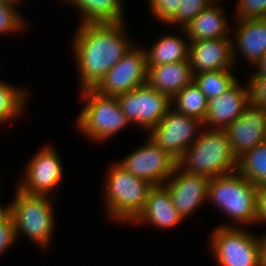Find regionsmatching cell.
I'll return each instance as SVG.
<instances>
[{
  "label": "cell",
  "mask_w": 266,
  "mask_h": 266,
  "mask_svg": "<svg viewBox=\"0 0 266 266\" xmlns=\"http://www.w3.org/2000/svg\"><path fill=\"white\" fill-rule=\"evenodd\" d=\"M257 216L258 223L266 225V185L257 187Z\"/></svg>",
  "instance_id": "obj_33"
},
{
  "label": "cell",
  "mask_w": 266,
  "mask_h": 266,
  "mask_svg": "<svg viewBox=\"0 0 266 266\" xmlns=\"http://www.w3.org/2000/svg\"><path fill=\"white\" fill-rule=\"evenodd\" d=\"M14 3L4 2L0 0V35L6 36L15 34L17 31L22 32L26 26V20L16 8Z\"/></svg>",
  "instance_id": "obj_27"
},
{
  "label": "cell",
  "mask_w": 266,
  "mask_h": 266,
  "mask_svg": "<svg viewBox=\"0 0 266 266\" xmlns=\"http://www.w3.org/2000/svg\"><path fill=\"white\" fill-rule=\"evenodd\" d=\"M203 127L199 119L186 116L171 107L164 118L148 132V137L178 161L197 140Z\"/></svg>",
  "instance_id": "obj_10"
},
{
  "label": "cell",
  "mask_w": 266,
  "mask_h": 266,
  "mask_svg": "<svg viewBox=\"0 0 266 266\" xmlns=\"http://www.w3.org/2000/svg\"><path fill=\"white\" fill-rule=\"evenodd\" d=\"M211 178L190 174L176 166L173 174L163 184L169 191L178 213L185 220L200 206L207 203Z\"/></svg>",
  "instance_id": "obj_13"
},
{
  "label": "cell",
  "mask_w": 266,
  "mask_h": 266,
  "mask_svg": "<svg viewBox=\"0 0 266 266\" xmlns=\"http://www.w3.org/2000/svg\"><path fill=\"white\" fill-rule=\"evenodd\" d=\"M208 202L215 204L232 224L221 227H246L258 224L257 187L237 171L211 178ZM246 225V226H245Z\"/></svg>",
  "instance_id": "obj_2"
},
{
  "label": "cell",
  "mask_w": 266,
  "mask_h": 266,
  "mask_svg": "<svg viewBox=\"0 0 266 266\" xmlns=\"http://www.w3.org/2000/svg\"><path fill=\"white\" fill-rule=\"evenodd\" d=\"M225 132L234 155L240 157L266 141V110L249 103Z\"/></svg>",
  "instance_id": "obj_14"
},
{
  "label": "cell",
  "mask_w": 266,
  "mask_h": 266,
  "mask_svg": "<svg viewBox=\"0 0 266 266\" xmlns=\"http://www.w3.org/2000/svg\"><path fill=\"white\" fill-rule=\"evenodd\" d=\"M116 162L135 177L144 179L152 185H163L178 165V161L162 150L150 137L144 145L133 149Z\"/></svg>",
  "instance_id": "obj_12"
},
{
  "label": "cell",
  "mask_w": 266,
  "mask_h": 266,
  "mask_svg": "<svg viewBox=\"0 0 266 266\" xmlns=\"http://www.w3.org/2000/svg\"><path fill=\"white\" fill-rule=\"evenodd\" d=\"M236 19L266 18V0H237Z\"/></svg>",
  "instance_id": "obj_29"
},
{
  "label": "cell",
  "mask_w": 266,
  "mask_h": 266,
  "mask_svg": "<svg viewBox=\"0 0 266 266\" xmlns=\"http://www.w3.org/2000/svg\"><path fill=\"white\" fill-rule=\"evenodd\" d=\"M120 108L131 125L148 133L172 107L171 98L147 84L116 96Z\"/></svg>",
  "instance_id": "obj_8"
},
{
  "label": "cell",
  "mask_w": 266,
  "mask_h": 266,
  "mask_svg": "<svg viewBox=\"0 0 266 266\" xmlns=\"http://www.w3.org/2000/svg\"><path fill=\"white\" fill-rule=\"evenodd\" d=\"M184 219L174 206L168 189L164 185H153L147 195L143 211L131 223L157 227L158 229L174 228Z\"/></svg>",
  "instance_id": "obj_18"
},
{
  "label": "cell",
  "mask_w": 266,
  "mask_h": 266,
  "mask_svg": "<svg viewBox=\"0 0 266 266\" xmlns=\"http://www.w3.org/2000/svg\"><path fill=\"white\" fill-rule=\"evenodd\" d=\"M171 102L177 112L204 122L208 100L194 81L177 93Z\"/></svg>",
  "instance_id": "obj_25"
},
{
  "label": "cell",
  "mask_w": 266,
  "mask_h": 266,
  "mask_svg": "<svg viewBox=\"0 0 266 266\" xmlns=\"http://www.w3.org/2000/svg\"><path fill=\"white\" fill-rule=\"evenodd\" d=\"M212 3L183 28V36L189 42L228 38L233 28H229L223 8Z\"/></svg>",
  "instance_id": "obj_20"
},
{
  "label": "cell",
  "mask_w": 266,
  "mask_h": 266,
  "mask_svg": "<svg viewBox=\"0 0 266 266\" xmlns=\"http://www.w3.org/2000/svg\"><path fill=\"white\" fill-rule=\"evenodd\" d=\"M42 147L27 162L23 179L16 187L27 194L50 196L63 181V161L54 147Z\"/></svg>",
  "instance_id": "obj_9"
},
{
  "label": "cell",
  "mask_w": 266,
  "mask_h": 266,
  "mask_svg": "<svg viewBox=\"0 0 266 266\" xmlns=\"http://www.w3.org/2000/svg\"><path fill=\"white\" fill-rule=\"evenodd\" d=\"M25 89L0 80V125L24 115L29 97V91Z\"/></svg>",
  "instance_id": "obj_23"
},
{
  "label": "cell",
  "mask_w": 266,
  "mask_h": 266,
  "mask_svg": "<svg viewBox=\"0 0 266 266\" xmlns=\"http://www.w3.org/2000/svg\"><path fill=\"white\" fill-rule=\"evenodd\" d=\"M11 201V219L14 223L15 237L21 234L41 248L52 243L55 228L53 202L57 198L44 195L27 194L17 187ZM54 199V200H53Z\"/></svg>",
  "instance_id": "obj_5"
},
{
  "label": "cell",
  "mask_w": 266,
  "mask_h": 266,
  "mask_svg": "<svg viewBox=\"0 0 266 266\" xmlns=\"http://www.w3.org/2000/svg\"><path fill=\"white\" fill-rule=\"evenodd\" d=\"M209 249L220 266H260L259 237L247 227L218 226L210 235Z\"/></svg>",
  "instance_id": "obj_7"
},
{
  "label": "cell",
  "mask_w": 266,
  "mask_h": 266,
  "mask_svg": "<svg viewBox=\"0 0 266 266\" xmlns=\"http://www.w3.org/2000/svg\"><path fill=\"white\" fill-rule=\"evenodd\" d=\"M125 21L80 23L72 36V52L79 72L80 90L93 89L131 49Z\"/></svg>",
  "instance_id": "obj_1"
},
{
  "label": "cell",
  "mask_w": 266,
  "mask_h": 266,
  "mask_svg": "<svg viewBox=\"0 0 266 266\" xmlns=\"http://www.w3.org/2000/svg\"><path fill=\"white\" fill-rule=\"evenodd\" d=\"M188 62L194 74L235 69L232 38L189 42Z\"/></svg>",
  "instance_id": "obj_15"
},
{
  "label": "cell",
  "mask_w": 266,
  "mask_h": 266,
  "mask_svg": "<svg viewBox=\"0 0 266 266\" xmlns=\"http://www.w3.org/2000/svg\"><path fill=\"white\" fill-rule=\"evenodd\" d=\"M1 1H4V2H9V3H14V4H20V2L22 1V0H1Z\"/></svg>",
  "instance_id": "obj_37"
},
{
  "label": "cell",
  "mask_w": 266,
  "mask_h": 266,
  "mask_svg": "<svg viewBox=\"0 0 266 266\" xmlns=\"http://www.w3.org/2000/svg\"><path fill=\"white\" fill-rule=\"evenodd\" d=\"M253 67L255 70L252 72V77H266V54Z\"/></svg>",
  "instance_id": "obj_34"
},
{
  "label": "cell",
  "mask_w": 266,
  "mask_h": 266,
  "mask_svg": "<svg viewBox=\"0 0 266 266\" xmlns=\"http://www.w3.org/2000/svg\"><path fill=\"white\" fill-rule=\"evenodd\" d=\"M212 3H218L220 2L221 0H210Z\"/></svg>",
  "instance_id": "obj_38"
},
{
  "label": "cell",
  "mask_w": 266,
  "mask_h": 266,
  "mask_svg": "<svg viewBox=\"0 0 266 266\" xmlns=\"http://www.w3.org/2000/svg\"><path fill=\"white\" fill-rule=\"evenodd\" d=\"M236 171L256 187L266 185V141L238 157Z\"/></svg>",
  "instance_id": "obj_24"
},
{
  "label": "cell",
  "mask_w": 266,
  "mask_h": 266,
  "mask_svg": "<svg viewBox=\"0 0 266 266\" xmlns=\"http://www.w3.org/2000/svg\"><path fill=\"white\" fill-rule=\"evenodd\" d=\"M235 21L239 25H235L234 37H231L233 62L236 65L239 54H242L240 57L253 66L266 54V18Z\"/></svg>",
  "instance_id": "obj_17"
},
{
  "label": "cell",
  "mask_w": 266,
  "mask_h": 266,
  "mask_svg": "<svg viewBox=\"0 0 266 266\" xmlns=\"http://www.w3.org/2000/svg\"><path fill=\"white\" fill-rule=\"evenodd\" d=\"M76 8L79 23H116L124 21V0H64Z\"/></svg>",
  "instance_id": "obj_22"
},
{
  "label": "cell",
  "mask_w": 266,
  "mask_h": 266,
  "mask_svg": "<svg viewBox=\"0 0 266 266\" xmlns=\"http://www.w3.org/2000/svg\"><path fill=\"white\" fill-rule=\"evenodd\" d=\"M104 189V206L113 223H131L143 211L148 192L153 186L148 181L135 177L117 162L108 166ZM105 187V188H104Z\"/></svg>",
  "instance_id": "obj_4"
},
{
  "label": "cell",
  "mask_w": 266,
  "mask_h": 266,
  "mask_svg": "<svg viewBox=\"0 0 266 266\" xmlns=\"http://www.w3.org/2000/svg\"><path fill=\"white\" fill-rule=\"evenodd\" d=\"M17 242L15 237V228L12 219L0 224V255L9 251Z\"/></svg>",
  "instance_id": "obj_32"
},
{
  "label": "cell",
  "mask_w": 266,
  "mask_h": 266,
  "mask_svg": "<svg viewBox=\"0 0 266 266\" xmlns=\"http://www.w3.org/2000/svg\"><path fill=\"white\" fill-rule=\"evenodd\" d=\"M248 79L249 103L266 110V77L250 76Z\"/></svg>",
  "instance_id": "obj_31"
},
{
  "label": "cell",
  "mask_w": 266,
  "mask_h": 266,
  "mask_svg": "<svg viewBox=\"0 0 266 266\" xmlns=\"http://www.w3.org/2000/svg\"><path fill=\"white\" fill-rule=\"evenodd\" d=\"M237 79L233 70H219L194 74L193 81L208 100L223 94Z\"/></svg>",
  "instance_id": "obj_26"
},
{
  "label": "cell",
  "mask_w": 266,
  "mask_h": 266,
  "mask_svg": "<svg viewBox=\"0 0 266 266\" xmlns=\"http://www.w3.org/2000/svg\"><path fill=\"white\" fill-rule=\"evenodd\" d=\"M150 13L158 20L159 24H166L174 17L182 0H147Z\"/></svg>",
  "instance_id": "obj_30"
},
{
  "label": "cell",
  "mask_w": 266,
  "mask_h": 266,
  "mask_svg": "<svg viewBox=\"0 0 266 266\" xmlns=\"http://www.w3.org/2000/svg\"><path fill=\"white\" fill-rule=\"evenodd\" d=\"M147 84V61L144 47L131 49L93 88L105 96L116 97Z\"/></svg>",
  "instance_id": "obj_11"
},
{
  "label": "cell",
  "mask_w": 266,
  "mask_h": 266,
  "mask_svg": "<svg viewBox=\"0 0 266 266\" xmlns=\"http://www.w3.org/2000/svg\"><path fill=\"white\" fill-rule=\"evenodd\" d=\"M211 4L210 0H182L174 17L167 24H177L179 29H183Z\"/></svg>",
  "instance_id": "obj_28"
},
{
  "label": "cell",
  "mask_w": 266,
  "mask_h": 266,
  "mask_svg": "<svg viewBox=\"0 0 266 266\" xmlns=\"http://www.w3.org/2000/svg\"><path fill=\"white\" fill-rule=\"evenodd\" d=\"M245 85L242 86L237 80L223 94L208 99L203 126L209 129L225 130L237 119L249 104L247 82Z\"/></svg>",
  "instance_id": "obj_16"
},
{
  "label": "cell",
  "mask_w": 266,
  "mask_h": 266,
  "mask_svg": "<svg viewBox=\"0 0 266 266\" xmlns=\"http://www.w3.org/2000/svg\"><path fill=\"white\" fill-rule=\"evenodd\" d=\"M193 80L194 73L188 61L147 66V85L167 94L171 99Z\"/></svg>",
  "instance_id": "obj_19"
},
{
  "label": "cell",
  "mask_w": 266,
  "mask_h": 266,
  "mask_svg": "<svg viewBox=\"0 0 266 266\" xmlns=\"http://www.w3.org/2000/svg\"><path fill=\"white\" fill-rule=\"evenodd\" d=\"M260 241V266H266V232L259 236Z\"/></svg>",
  "instance_id": "obj_36"
},
{
  "label": "cell",
  "mask_w": 266,
  "mask_h": 266,
  "mask_svg": "<svg viewBox=\"0 0 266 266\" xmlns=\"http://www.w3.org/2000/svg\"><path fill=\"white\" fill-rule=\"evenodd\" d=\"M181 36L165 33L156 38L153 45L145 48L147 66H159L178 61H188L189 40L182 36L183 29H180ZM184 38V39H183Z\"/></svg>",
  "instance_id": "obj_21"
},
{
  "label": "cell",
  "mask_w": 266,
  "mask_h": 266,
  "mask_svg": "<svg viewBox=\"0 0 266 266\" xmlns=\"http://www.w3.org/2000/svg\"><path fill=\"white\" fill-rule=\"evenodd\" d=\"M178 166L190 174L214 178L236 171L237 157L225 130L203 127L197 140L178 160Z\"/></svg>",
  "instance_id": "obj_3"
},
{
  "label": "cell",
  "mask_w": 266,
  "mask_h": 266,
  "mask_svg": "<svg viewBox=\"0 0 266 266\" xmlns=\"http://www.w3.org/2000/svg\"><path fill=\"white\" fill-rule=\"evenodd\" d=\"M11 204V201L3 206L0 204V224L7 222L11 218Z\"/></svg>",
  "instance_id": "obj_35"
},
{
  "label": "cell",
  "mask_w": 266,
  "mask_h": 266,
  "mask_svg": "<svg viewBox=\"0 0 266 266\" xmlns=\"http://www.w3.org/2000/svg\"><path fill=\"white\" fill-rule=\"evenodd\" d=\"M85 105L78 113L76 127L96 143H103L130 126L116 97L101 95L93 89L80 91ZM103 141V142H102Z\"/></svg>",
  "instance_id": "obj_6"
}]
</instances>
